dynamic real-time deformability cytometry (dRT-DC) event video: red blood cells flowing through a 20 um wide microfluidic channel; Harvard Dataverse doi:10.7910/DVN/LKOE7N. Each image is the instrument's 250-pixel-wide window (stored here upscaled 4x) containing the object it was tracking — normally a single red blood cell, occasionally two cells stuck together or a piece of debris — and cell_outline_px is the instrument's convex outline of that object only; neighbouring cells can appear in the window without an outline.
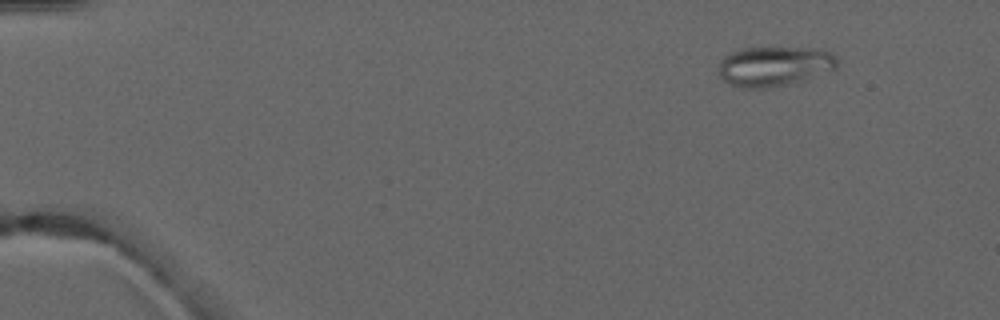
{"species": "common noctule bat (a hibernating species)", "species_latin": "Nyctalus noctula", "temperature_condition": "warm", "stored_images_in_passage": 3, "camera_frame_rate_fps": 3000, "um_per_image_px": 0.085, "animal": {"sex": "male", "forearm_length_mm": 52.5}, "frame": {"image": 1, "passage_image": 1, "time_ms": 0.0, "image_size_px": [1000, 320], "cell_outline_px": [[836, 68], [788, 84], [772, 88], [744, 88], [728, 84], [720, 76], [720, 60], [728, 52], [740, 48], [820, 48], [836, 56]], "centroid_in_image_um": [65.76, 5.62], "position_along_channel_um": 19.2, "area_um2": 27.34}}
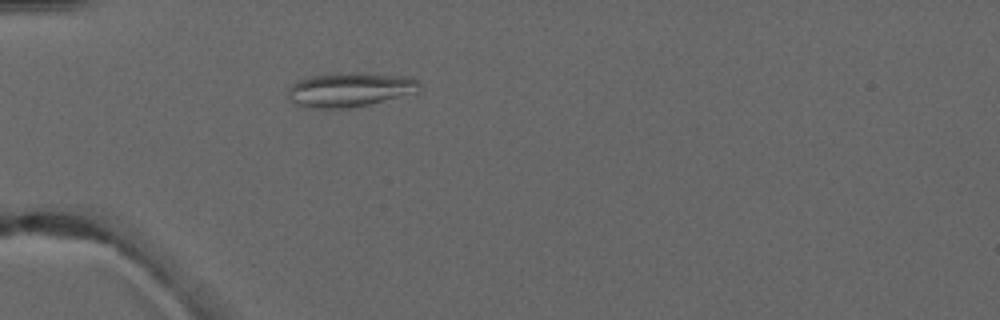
{"frame": {"image": 2, "passage_image": 3, "time_ms": 3.333, "image_size_px": [1000, 320], "cell_outline_px": [[420, 92], [368, 104], [344, 108], [312, 108], [296, 104], [288, 96], [288, 88], [296, 80], [308, 76], [400, 76], [416, 80], [420, 84]], "centroid_in_image_um": [29.69, 7.68], "position_along_channel_um": 55.3, "area_um2": 24.68}}